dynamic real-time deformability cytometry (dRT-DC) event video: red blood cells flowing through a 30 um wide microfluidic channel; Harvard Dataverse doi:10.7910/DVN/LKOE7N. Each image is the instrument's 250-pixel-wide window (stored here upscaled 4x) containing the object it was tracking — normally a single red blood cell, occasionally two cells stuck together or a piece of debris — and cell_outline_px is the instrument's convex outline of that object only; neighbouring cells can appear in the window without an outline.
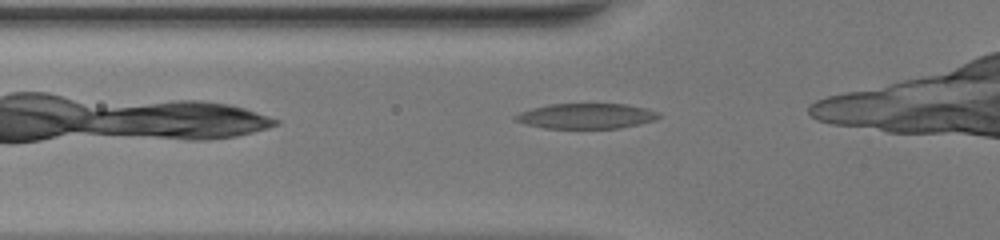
{"species": "common noctule bat (a hibernating species)", "species_latin": "Nyctalus noctula", "temperature_condition": "warm", "stored_images_in_passage": 8, "camera_frame_rate_fps": 3000, "um_per_image_px": 0.085, "animal": {"sex": "female", "body_mass_g": 20.0, "forearm_length_mm": 54.0}, "frame": {"image": 1, "passage_image": 4, "time_ms": 1.0, "image_size_px": [1000, 240], "cell_outline_px": [[660, 116], [656, 120], [640, 124], [620, 128], [544, 128], [524, 124], [512, 120], [512, 116], [520, 112], [532, 108], [548, 104], [628, 104], [648, 108], [660, 112]], "centroid_in_image_um": [49.83, 9.86], "position_along_channel_um": 76.0, "area_um2": 21.44}}
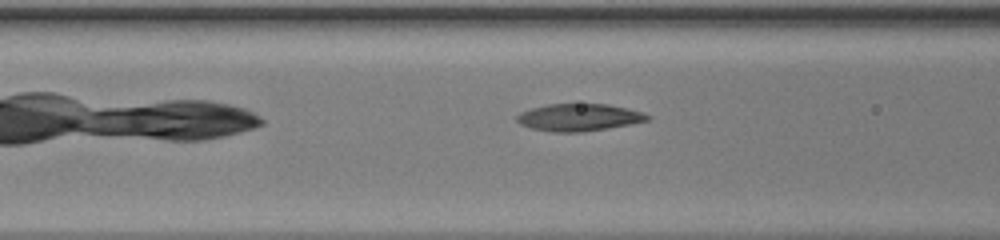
{"frame": {"image": 2, "passage_image": 7, "time_ms": 2.0, "image_size_px": [1000, 240], "cell_outline_px": [[652, 116], [648, 120], [608, 128], [580, 132], [552, 132], [532, 128], [520, 124], [516, 120], [516, 116], [520, 112], [532, 108], [548, 104], [608, 104], [628, 108], [644, 112]], "centroid_in_image_um": [49.21, 9.97], "position_along_channel_um": 117.4, "area_um2": 20.69}}